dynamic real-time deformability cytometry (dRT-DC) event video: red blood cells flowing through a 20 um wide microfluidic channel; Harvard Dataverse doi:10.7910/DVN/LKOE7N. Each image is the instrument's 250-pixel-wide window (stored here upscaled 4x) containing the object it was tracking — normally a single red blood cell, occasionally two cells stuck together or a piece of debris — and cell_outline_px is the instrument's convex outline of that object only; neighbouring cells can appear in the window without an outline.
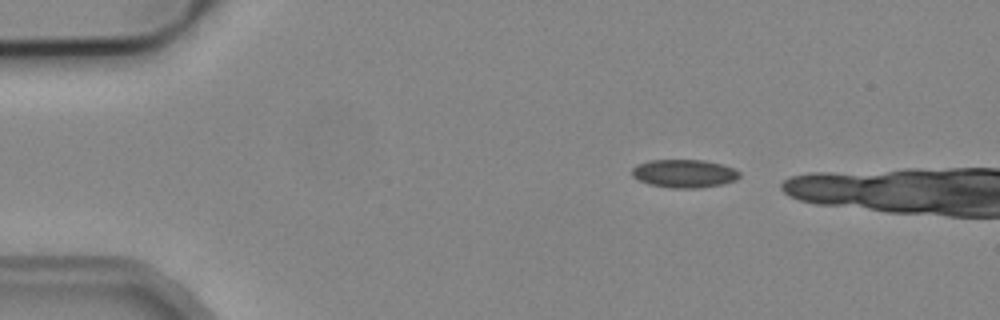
{"species": "common noctule bat (a hibernating species)", "species_latin": "Nyctalus noctula", "temperature_condition": "cold", "stored_images_in_passage": 3, "camera_frame_rate_fps": 3000, "um_per_image_px": 0.085, "animal": {"sex": "male", "body_mass_g": 19.2, "forearm_length_mm": 51.8}, "frame": {"image": 1, "passage_image": 3, "time_ms": 0.667, "image_size_px": [1000, 320], "cell_outline_px": [[740, 176], [736, 180], [724, 184], [700, 188], [672, 188], [648, 184], [632, 176], [632, 168], [636, 164], [648, 160], [704, 160], [720, 164], [732, 168], [740, 172]], "centroid_in_image_um": [58.15, 14.75], "position_along_channel_um": 26.9, "area_um2": 17.74}}